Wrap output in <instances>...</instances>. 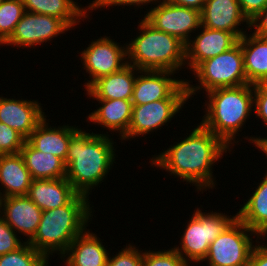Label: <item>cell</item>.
Segmentation results:
<instances>
[{
	"instance_id": "6da1fadb",
	"label": "cell",
	"mask_w": 267,
	"mask_h": 266,
	"mask_svg": "<svg viewBox=\"0 0 267 266\" xmlns=\"http://www.w3.org/2000/svg\"><path fill=\"white\" fill-rule=\"evenodd\" d=\"M186 137L153 157L151 164L194 184L198 191L212 189L215 186L212 166L230 148L201 123Z\"/></svg>"
},
{
	"instance_id": "7a4b0ae2",
	"label": "cell",
	"mask_w": 267,
	"mask_h": 266,
	"mask_svg": "<svg viewBox=\"0 0 267 266\" xmlns=\"http://www.w3.org/2000/svg\"><path fill=\"white\" fill-rule=\"evenodd\" d=\"M112 141L108 134L87 133L81 129L72 136L64 162L65 178L78 194L88 197L92 188L104 182L115 162L116 149Z\"/></svg>"
},
{
	"instance_id": "3957f363",
	"label": "cell",
	"mask_w": 267,
	"mask_h": 266,
	"mask_svg": "<svg viewBox=\"0 0 267 266\" xmlns=\"http://www.w3.org/2000/svg\"><path fill=\"white\" fill-rule=\"evenodd\" d=\"M88 200L89 197L77 194L67 205L43 211L35 235L26 242L48 260L56 251L64 255L74 239L87 230L92 217Z\"/></svg>"
},
{
	"instance_id": "277c9868",
	"label": "cell",
	"mask_w": 267,
	"mask_h": 266,
	"mask_svg": "<svg viewBox=\"0 0 267 266\" xmlns=\"http://www.w3.org/2000/svg\"><path fill=\"white\" fill-rule=\"evenodd\" d=\"M206 112L200 122L218 136L228 147L235 141V134L249 118L254 107L253 84L217 88L207 92ZM234 141V142H232Z\"/></svg>"
},
{
	"instance_id": "5b68a950",
	"label": "cell",
	"mask_w": 267,
	"mask_h": 266,
	"mask_svg": "<svg viewBox=\"0 0 267 266\" xmlns=\"http://www.w3.org/2000/svg\"><path fill=\"white\" fill-rule=\"evenodd\" d=\"M139 34L127 44V63L138 70L176 72L185 66V44L177 37L155 29L145 19ZM130 61V62H129Z\"/></svg>"
},
{
	"instance_id": "8992f818",
	"label": "cell",
	"mask_w": 267,
	"mask_h": 266,
	"mask_svg": "<svg viewBox=\"0 0 267 266\" xmlns=\"http://www.w3.org/2000/svg\"><path fill=\"white\" fill-rule=\"evenodd\" d=\"M193 72L200 85L193 86L189 81H185L188 98H192V95H195L202 88L207 93L217 88L249 84L244 72L240 41L222 54L201 62Z\"/></svg>"
},
{
	"instance_id": "52a82bcc",
	"label": "cell",
	"mask_w": 267,
	"mask_h": 266,
	"mask_svg": "<svg viewBox=\"0 0 267 266\" xmlns=\"http://www.w3.org/2000/svg\"><path fill=\"white\" fill-rule=\"evenodd\" d=\"M195 210L183 232L180 249L179 246L173 247L187 263L189 260L203 262L210 244L237 218V215L231 218L225 213H205L199 208Z\"/></svg>"
},
{
	"instance_id": "ba28073f",
	"label": "cell",
	"mask_w": 267,
	"mask_h": 266,
	"mask_svg": "<svg viewBox=\"0 0 267 266\" xmlns=\"http://www.w3.org/2000/svg\"><path fill=\"white\" fill-rule=\"evenodd\" d=\"M249 233V234H248ZM257 234L236 218L209 247L204 261L209 266H248L254 247L250 236Z\"/></svg>"
},
{
	"instance_id": "9c48e42d",
	"label": "cell",
	"mask_w": 267,
	"mask_h": 266,
	"mask_svg": "<svg viewBox=\"0 0 267 266\" xmlns=\"http://www.w3.org/2000/svg\"><path fill=\"white\" fill-rule=\"evenodd\" d=\"M144 19L155 29L177 37L185 45L191 40L190 33L200 29V11L160 0Z\"/></svg>"
},
{
	"instance_id": "30bf717a",
	"label": "cell",
	"mask_w": 267,
	"mask_h": 266,
	"mask_svg": "<svg viewBox=\"0 0 267 266\" xmlns=\"http://www.w3.org/2000/svg\"><path fill=\"white\" fill-rule=\"evenodd\" d=\"M118 44L110 37L105 36L92 41L81 52L83 68L89 73V77H92L84 84L86 89L98 78L116 73L128 65L127 45L120 47Z\"/></svg>"
},
{
	"instance_id": "8fae6325",
	"label": "cell",
	"mask_w": 267,
	"mask_h": 266,
	"mask_svg": "<svg viewBox=\"0 0 267 266\" xmlns=\"http://www.w3.org/2000/svg\"><path fill=\"white\" fill-rule=\"evenodd\" d=\"M174 73L141 70V75H136L132 105H142L163 99H189L185 80L170 78Z\"/></svg>"
},
{
	"instance_id": "7c38bea8",
	"label": "cell",
	"mask_w": 267,
	"mask_h": 266,
	"mask_svg": "<svg viewBox=\"0 0 267 266\" xmlns=\"http://www.w3.org/2000/svg\"><path fill=\"white\" fill-rule=\"evenodd\" d=\"M70 27L56 17L25 12L17 23L14 33L4 43L17 47H32L65 33Z\"/></svg>"
},
{
	"instance_id": "4fadbf2b",
	"label": "cell",
	"mask_w": 267,
	"mask_h": 266,
	"mask_svg": "<svg viewBox=\"0 0 267 266\" xmlns=\"http://www.w3.org/2000/svg\"><path fill=\"white\" fill-rule=\"evenodd\" d=\"M188 99H163L132 106V118L127 134L122 140L150 134L167 122L183 108Z\"/></svg>"
},
{
	"instance_id": "5bb4252c",
	"label": "cell",
	"mask_w": 267,
	"mask_h": 266,
	"mask_svg": "<svg viewBox=\"0 0 267 266\" xmlns=\"http://www.w3.org/2000/svg\"><path fill=\"white\" fill-rule=\"evenodd\" d=\"M200 28L201 33L185 45V64L192 71L201 62L222 54L239 42V38L231 32L213 30L202 25Z\"/></svg>"
},
{
	"instance_id": "9a60e30c",
	"label": "cell",
	"mask_w": 267,
	"mask_h": 266,
	"mask_svg": "<svg viewBox=\"0 0 267 266\" xmlns=\"http://www.w3.org/2000/svg\"><path fill=\"white\" fill-rule=\"evenodd\" d=\"M200 16L202 26L231 32L239 39L246 33L238 27L241 23L246 22L248 29H251L250 21L243 14L238 0H206Z\"/></svg>"
},
{
	"instance_id": "2e32d148",
	"label": "cell",
	"mask_w": 267,
	"mask_h": 266,
	"mask_svg": "<svg viewBox=\"0 0 267 266\" xmlns=\"http://www.w3.org/2000/svg\"><path fill=\"white\" fill-rule=\"evenodd\" d=\"M38 101L0 97V122L27 139L46 117Z\"/></svg>"
},
{
	"instance_id": "e0dca14e",
	"label": "cell",
	"mask_w": 267,
	"mask_h": 266,
	"mask_svg": "<svg viewBox=\"0 0 267 266\" xmlns=\"http://www.w3.org/2000/svg\"><path fill=\"white\" fill-rule=\"evenodd\" d=\"M0 216L16 233L30 240L36 233L43 211L27 196L1 198ZM29 237V238H28Z\"/></svg>"
},
{
	"instance_id": "ac0fdd59",
	"label": "cell",
	"mask_w": 267,
	"mask_h": 266,
	"mask_svg": "<svg viewBox=\"0 0 267 266\" xmlns=\"http://www.w3.org/2000/svg\"><path fill=\"white\" fill-rule=\"evenodd\" d=\"M77 194L68 180L63 177L33 179L27 197L42 211H47L67 205Z\"/></svg>"
},
{
	"instance_id": "d6986e66",
	"label": "cell",
	"mask_w": 267,
	"mask_h": 266,
	"mask_svg": "<svg viewBox=\"0 0 267 266\" xmlns=\"http://www.w3.org/2000/svg\"><path fill=\"white\" fill-rule=\"evenodd\" d=\"M139 73L140 70L128 64L116 73L98 78L85 90L88 96L92 97L94 100H131L136 80L135 75Z\"/></svg>"
},
{
	"instance_id": "ffe728a7",
	"label": "cell",
	"mask_w": 267,
	"mask_h": 266,
	"mask_svg": "<svg viewBox=\"0 0 267 266\" xmlns=\"http://www.w3.org/2000/svg\"><path fill=\"white\" fill-rule=\"evenodd\" d=\"M46 117L36 126L26 141L36 150L51 153L64 162L68 154L69 142L80 129L69 125L49 126Z\"/></svg>"
},
{
	"instance_id": "44dd1931",
	"label": "cell",
	"mask_w": 267,
	"mask_h": 266,
	"mask_svg": "<svg viewBox=\"0 0 267 266\" xmlns=\"http://www.w3.org/2000/svg\"><path fill=\"white\" fill-rule=\"evenodd\" d=\"M108 255L100 238L88 229L74 239L61 259L67 256L66 266H107Z\"/></svg>"
},
{
	"instance_id": "7402d4cb",
	"label": "cell",
	"mask_w": 267,
	"mask_h": 266,
	"mask_svg": "<svg viewBox=\"0 0 267 266\" xmlns=\"http://www.w3.org/2000/svg\"><path fill=\"white\" fill-rule=\"evenodd\" d=\"M32 177L20 153L0 155V197L27 196Z\"/></svg>"
},
{
	"instance_id": "603a6c76",
	"label": "cell",
	"mask_w": 267,
	"mask_h": 266,
	"mask_svg": "<svg viewBox=\"0 0 267 266\" xmlns=\"http://www.w3.org/2000/svg\"><path fill=\"white\" fill-rule=\"evenodd\" d=\"M101 107L89 114V122L97 123L109 132L117 131L122 139L128 132L132 118V101L124 99H96Z\"/></svg>"
},
{
	"instance_id": "cb8c5ba5",
	"label": "cell",
	"mask_w": 267,
	"mask_h": 266,
	"mask_svg": "<svg viewBox=\"0 0 267 266\" xmlns=\"http://www.w3.org/2000/svg\"><path fill=\"white\" fill-rule=\"evenodd\" d=\"M244 72L249 84L267 82V38L245 33L240 39Z\"/></svg>"
},
{
	"instance_id": "d4e9b609",
	"label": "cell",
	"mask_w": 267,
	"mask_h": 266,
	"mask_svg": "<svg viewBox=\"0 0 267 266\" xmlns=\"http://www.w3.org/2000/svg\"><path fill=\"white\" fill-rule=\"evenodd\" d=\"M237 218L254 231L260 240L267 236V171L252 196L237 212ZM264 236V237H263Z\"/></svg>"
},
{
	"instance_id": "484cf974",
	"label": "cell",
	"mask_w": 267,
	"mask_h": 266,
	"mask_svg": "<svg viewBox=\"0 0 267 266\" xmlns=\"http://www.w3.org/2000/svg\"><path fill=\"white\" fill-rule=\"evenodd\" d=\"M32 179H58L66 177L64 161L51 154L34 149L27 141L20 150Z\"/></svg>"
},
{
	"instance_id": "4316f807",
	"label": "cell",
	"mask_w": 267,
	"mask_h": 266,
	"mask_svg": "<svg viewBox=\"0 0 267 266\" xmlns=\"http://www.w3.org/2000/svg\"><path fill=\"white\" fill-rule=\"evenodd\" d=\"M26 12L48 15L62 19L70 28L78 25L82 18H88L86 8L73 0H22Z\"/></svg>"
},
{
	"instance_id": "83f0119b",
	"label": "cell",
	"mask_w": 267,
	"mask_h": 266,
	"mask_svg": "<svg viewBox=\"0 0 267 266\" xmlns=\"http://www.w3.org/2000/svg\"><path fill=\"white\" fill-rule=\"evenodd\" d=\"M25 12L22 0H3L0 2V46L14 33L17 23Z\"/></svg>"
},
{
	"instance_id": "f1b7e54d",
	"label": "cell",
	"mask_w": 267,
	"mask_h": 266,
	"mask_svg": "<svg viewBox=\"0 0 267 266\" xmlns=\"http://www.w3.org/2000/svg\"><path fill=\"white\" fill-rule=\"evenodd\" d=\"M48 259L28 242L16 251L0 255V266H48Z\"/></svg>"
},
{
	"instance_id": "f546056e",
	"label": "cell",
	"mask_w": 267,
	"mask_h": 266,
	"mask_svg": "<svg viewBox=\"0 0 267 266\" xmlns=\"http://www.w3.org/2000/svg\"><path fill=\"white\" fill-rule=\"evenodd\" d=\"M190 266L174 249L143 252L142 266Z\"/></svg>"
},
{
	"instance_id": "4dcf8cb0",
	"label": "cell",
	"mask_w": 267,
	"mask_h": 266,
	"mask_svg": "<svg viewBox=\"0 0 267 266\" xmlns=\"http://www.w3.org/2000/svg\"><path fill=\"white\" fill-rule=\"evenodd\" d=\"M25 141L20 133L0 122V155L20 153Z\"/></svg>"
},
{
	"instance_id": "1f68e13d",
	"label": "cell",
	"mask_w": 267,
	"mask_h": 266,
	"mask_svg": "<svg viewBox=\"0 0 267 266\" xmlns=\"http://www.w3.org/2000/svg\"><path fill=\"white\" fill-rule=\"evenodd\" d=\"M116 254L108 256L107 266H142L143 252L135 246L129 244Z\"/></svg>"
},
{
	"instance_id": "d6a6232c",
	"label": "cell",
	"mask_w": 267,
	"mask_h": 266,
	"mask_svg": "<svg viewBox=\"0 0 267 266\" xmlns=\"http://www.w3.org/2000/svg\"><path fill=\"white\" fill-rule=\"evenodd\" d=\"M15 233L16 232L0 216V255L16 251L24 244V241L22 240V243Z\"/></svg>"
},
{
	"instance_id": "836d02e7",
	"label": "cell",
	"mask_w": 267,
	"mask_h": 266,
	"mask_svg": "<svg viewBox=\"0 0 267 266\" xmlns=\"http://www.w3.org/2000/svg\"><path fill=\"white\" fill-rule=\"evenodd\" d=\"M253 92L255 116L267 125V82L254 84Z\"/></svg>"
},
{
	"instance_id": "e575fe53",
	"label": "cell",
	"mask_w": 267,
	"mask_h": 266,
	"mask_svg": "<svg viewBox=\"0 0 267 266\" xmlns=\"http://www.w3.org/2000/svg\"><path fill=\"white\" fill-rule=\"evenodd\" d=\"M160 0H94L92 3H89L90 5L87 7L89 10H96V8H104L108 6H138L140 7L141 5H146L150 2L154 3L157 5Z\"/></svg>"
},
{
	"instance_id": "d590c367",
	"label": "cell",
	"mask_w": 267,
	"mask_h": 266,
	"mask_svg": "<svg viewBox=\"0 0 267 266\" xmlns=\"http://www.w3.org/2000/svg\"><path fill=\"white\" fill-rule=\"evenodd\" d=\"M238 2L243 14L249 21L267 6V0H238Z\"/></svg>"
},
{
	"instance_id": "8d00e7d4",
	"label": "cell",
	"mask_w": 267,
	"mask_h": 266,
	"mask_svg": "<svg viewBox=\"0 0 267 266\" xmlns=\"http://www.w3.org/2000/svg\"><path fill=\"white\" fill-rule=\"evenodd\" d=\"M256 243L250 254L248 266H267V245L263 246L257 240Z\"/></svg>"
},
{
	"instance_id": "74e56055",
	"label": "cell",
	"mask_w": 267,
	"mask_h": 266,
	"mask_svg": "<svg viewBox=\"0 0 267 266\" xmlns=\"http://www.w3.org/2000/svg\"><path fill=\"white\" fill-rule=\"evenodd\" d=\"M250 27L255 28V35L267 38V6L250 21Z\"/></svg>"
},
{
	"instance_id": "f35d334b",
	"label": "cell",
	"mask_w": 267,
	"mask_h": 266,
	"mask_svg": "<svg viewBox=\"0 0 267 266\" xmlns=\"http://www.w3.org/2000/svg\"><path fill=\"white\" fill-rule=\"evenodd\" d=\"M164 1L180 6L195 8L201 11L206 0H164Z\"/></svg>"
},
{
	"instance_id": "ab89813d",
	"label": "cell",
	"mask_w": 267,
	"mask_h": 266,
	"mask_svg": "<svg viewBox=\"0 0 267 266\" xmlns=\"http://www.w3.org/2000/svg\"><path fill=\"white\" fill-rule=\"evenodd\" d=\"M249 140H250L249 143H254L253 145H255L257 149L263 151V153H265L267 156V137L266 138H260V136L252 138L250 137Z\"/></svg>"
}]
</instances>
